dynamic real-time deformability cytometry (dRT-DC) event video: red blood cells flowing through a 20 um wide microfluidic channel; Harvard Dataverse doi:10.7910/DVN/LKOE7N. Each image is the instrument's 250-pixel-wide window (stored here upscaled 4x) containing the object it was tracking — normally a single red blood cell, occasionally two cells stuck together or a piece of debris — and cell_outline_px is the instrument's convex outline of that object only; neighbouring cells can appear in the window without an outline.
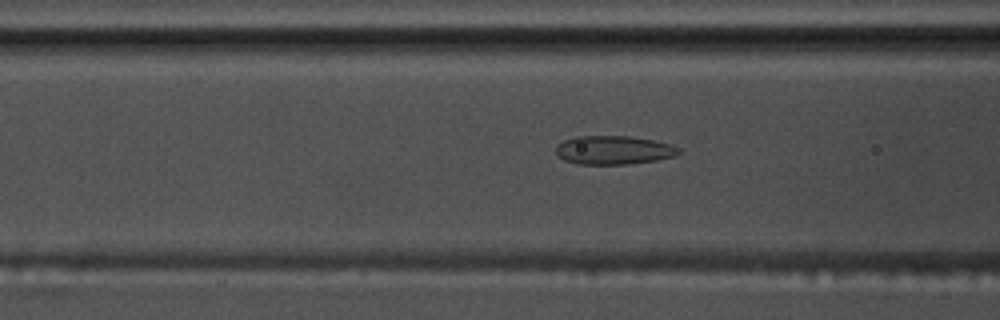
{"species": "common noctule bat (a hibernating species)", "species_latin": "Nyctalus noctula", "temperature_condition": "warm", "stored_images_in_passage": 53, "camera_frame_rate_fps": 3000, "um_per_image_px": 0.085, "animal": {"sex": "male", "body_mass_g": 17.5, "forearm_length_mm": 52.3}, "frame": {"image": 1, "passage_image": 19, "time_ms": 6.0, "image_size_px": [1000, 320], "cell_outline_px": [[680, 152], [676, 156], [656, 160], [628, 164], [576, 164], [564, 160], [556, 156], [556, 144], [564, 140], [576, 136], [632, 136], [672, 144], [680, 148]], "centroid_in_image_um": [52.14, 12.75], "position_along_channel_um": 114.5, "area_um2": 20.75}}
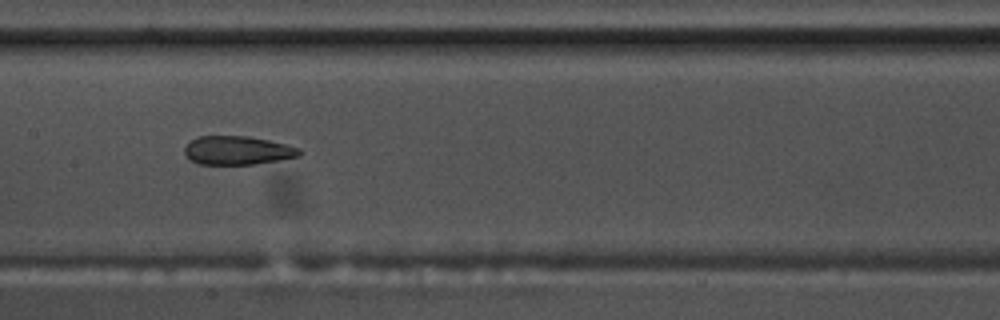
{"frame": {"image": 2, "passage_image": 25, "time_ms": 8.0, "image_size_px": [1000, 320], "cell_outline_px": [[304, 152], [300, 156], [256, 164], [200, 164], [188, 160], [184, 152], [184, 148], [188, 140], [196, 136], [248, 136], [268, 140], [300, 148]], "centroid_in_image_um": [20.15, 12.78], "position_along_channel_um": 187.2, "area_um2": 19.42}}
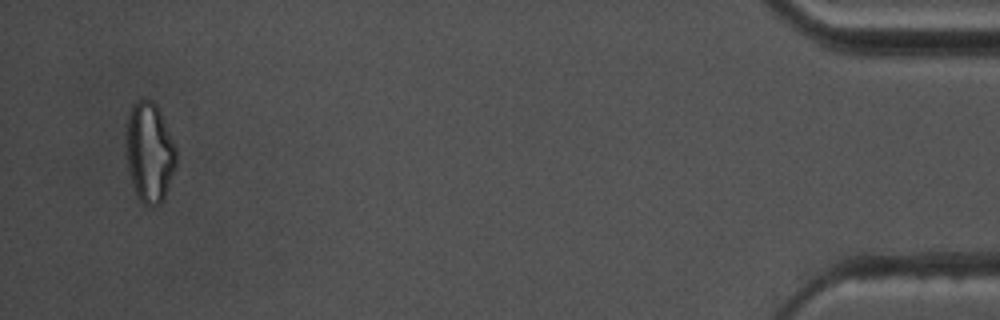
{"frame": {"image": 3, "passage_image": 51, "time_ms": 16.667, "image_size_px": [1000, 320], "cell_outline_px": [[176, 164], [164, 200], [160, 204], [152, 208], [148, 208], [136, 196], [132, 184], [128, 168], [128, 116], [132, 104], [136, 100], [152, 100], [156, 104], [164, 120], [176, 148]], "centroid_in_image_um": [12.73, 13.01], "position_along_channel_um": 422.5, "area_um2": 28.9}, "authors_computed_cell_mechanics": {"area_um2": 21.675, "velocity_mm_per_s": 3.6412, "shape_relaxation_time_tau1_ms": null, "shape_relaxation_time_tau2_ms": 3.5668, "deformation_change_tau1": null, "deformation_change_tau2": 0.109}}